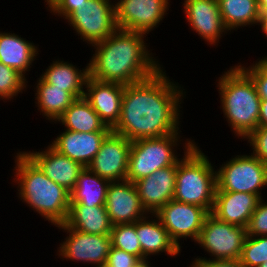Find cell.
<instances>
[{
	"mask_svg": "<svg viewBox=\"0 0 267 267\" xmlns=\"http://www.w3.org/2000/svg\"><path fill=\"white\" fill-rule=\"evenodd\" d=\"M166 74L161 68L143 81L125 85L120 119L112 131L131 142L181 131L179 123L183 112L180 108L186 90Z\"/></svg>",
	"mask_w": 267,
	"mask_h": 267,
	"instance_id": "obj_1",
	"label": "cell"
},
{
	"mask_svg": "<svg viewBox=\"0 0 267 267\" xmlns=\"http://www.w3.org/2000/svg\"><path fill=\"white\" fill-rule=\"evenodd\" d=\"M146 36L117 28L105 40L91 45L95 52L92 50L94 54L88 63L89 77L128 85L156 74L163 66L152 54L153 49H148Z\"/></svg>",
	"mask_w": 267,
	"mask_h": 267,
	"instance_id": "obj_2",
	"label": "cell"
},
{
	"mask_svg": "<svg viewBox=\"0 0 267 267\" xmlns=\"http://www.w3.org/2000/svg\"><path fill=\"white\" fill-rule=\"evenodd\" d=\"M13 157L12 182L17 186L18 198L51 225L64 224L70 208V192L48 178L23 151L18 149Z\"/></svg>",
	"mask_w": 267,
	"mask_h": 267,
	"instance_id": "obj_3",
	"label": "cell"
},
{
	"mask_svg": "<svg viewBox=\"0 0 267 267\" xmlns=\"http://www.w3.org/2000/svg\"><path fill=\"white\" fill-rule=\"evenodd\" d=\"M218 77L220 109L234 135L244 140L259 127L261 99L252 78L238 65Z\"/></svg>",
	"mask_w": 267,
	"mask_h": 267,
	"instance_id": "obj_4",
	"label": "cell"
},
{
	"mask_svg": "<svg viewBox=\"0 0 267 267\" xmlns=\"http://www.w3.org/2000/svg\"><path fill=\"white\" fill-rule=\"evenodd\" d=\"M183 154L177 162L173 199L201 206L211 213L217 189L214 164L196 143Z\"/></svg>",
	"mask_w": 267,
	"mask_h": 267,
	"instance_id": "obj_5",
	"label": "cell"
},
{
	"mask_svg": "<svg viewBox=\"0 0 267 267\" xmlns=\"http://www.w3.org/2000/svg\"><path fill=\"white\" fill-rule=\"evenodd\" d=\"M181 132L158 138H144L133 141L129 153L126 180L134 183L151 175L158 169L175 165L181 159L179 157H182L177 152L180 144L183 143L181 144L183 145V151L187 152L197 143L191 138L181 139Z\"/></svg>",
	"mask_w": 267,
	"mask_h": 267,
	"instance_id": "obj_6",
	"label": "cell"
},
{
	"mask_svg": "<svg viewBox=\"0 0 267 267\" xmlns=\"http://www.w3.org/2000/svg\"><path fill=\"white\" fill-rule=\"evenodd\" d=\"M216 191L245 192L262 196L267 187V164L250 154L235 155L216 169Z\"/></svg>",
	"mask_w": 267,
	"mask_h": 267,
	"instance_id": "obj_7",
	"label": "cell"
},
{
	"mask_svg": "<svg viewBox=\"0 0 267 267\" xmlns=\"http://www.w3.org/2000/svg\"><path fill=\"white\" fill-rule=\"evenodd\" d=\"M246 236V228L221 221L209 213L195 243L209 253L210 258L198 256L191 262L196 264L201 259L239 260Z\"/></svg>",
	"mask_w": 267,
	"mask_h": 267,
	"instance_id": "obj_8",
	"label": "cell"
},
{
	"mask_svg": "<svg viewBox=\"0 0 267 267\" xmlns=\"http://www.w3.org/2000/svg\"><path fill=\"white\" fill-rule=\"evenodd\" d=\"M66 20L74 33L91 46L105 40L117 29L115 3L110 0H88Z\"/></svg>",
	"mask_w": 267,
	"mask_h": 267,
	"instance_id": "obj_9",
	"label": "cell"
},
{
	"mask_svg": "<svg viewBox=\"0 0 267 267\" xmlns=\"http://www.w3.org/2000/svg\"><path fill=\"white\" fill-rule=\"evenodd\" d=\"M208 214L209 212L201 206L178 202L174 199L155 213L179 248L183 247L181 240L187 241L188 238L192 242L197 241Z\"/></svg>",
	"mask_w": 267,
	"mask_h": 267,
	"instance_id": "obj_10",
	"label": "cell"
},
{
	"mask_svg": "<svg viewBox=\"0 0 267 267\" xmlns=\"http://www.w3.org/2000/svg\"><path fill=\"white\" fill-rule=\"evenodd\" d=\"M57 229L66 232L65 239L59 244L57 255L63 260L99 265L107 261L112 246L110 235H94L67 228L63 224Z\"/></svg>",
	"mask_w": 267,
	"mask_h": 267,
	"instance_id": "obj_11",
	"label": "cell"
},
{
	"mask_svg": "<svg viewBox=\"0 0 267 267\" xmlns=\"http://www.w3.org/2000/svg\"><path fill=\"white\" fill-rule=\"evenodd\" d=\"M170 2V0H117L115 3L117 28L147 35L159 27L160 22L167 16Z\"/></svg>",
	"mask_w": 267,
	"mask_h": 267,
	"instance_id": "obj_12",
	"label": "cell"
},
{
	"mask_svg": "<svg viewBox=\"0 0 267 267\" xmlns=\"http://www.w3.org/2000/svg\"><path fill=\"white\" fill-rule=\"evenodd\" d=\"M131 143L125 136L111 130L88 168L110 182L126 180Z\"/></svg>",
	"mask_w": 267,
	"mask_h": 267,
	"instance_id": "obj_13",
	"label": "cell"
},
{
	"mask_svg": "<svg viewBox=\"0 0 267 267\" xmlns=\"http://www.w3.org/2000/svg\"><path fill=\"white\" fill-rule=\"evenodd\" d=\"M183 12L190 29L205 44L216 46L229 31L224 26L217 0H184Z\"/></svg>",
	"mask_w": 267,
	"mask_h": 267,
	"instance_id": "obj_14",
	"label": "cell"
},
{
	"mask_svg": "<svg viewBox=\"0 0 267 267\" xmlns=\"http://www.w3.org/2000/svg\"><path fill=\"white\" fill-rule=\"evenodd\" d=\"M105 208L113 226L134 223L148 214L141 205L135 184L127 180L110 182Z\"/></svg>",
	"mask_w": 267,
	"mask_h": 267,
	"instance_id": "obj_15",
	"label": "cell"
},
{
	"mask_svg": "<svg viewBox=\"0 0 267 267\" xmlns=\"http://www.w3.org/2000/svg\"><path fill=\"white\" fill-rule=\"evenodd\" d=\"M125 85L101 82L90 77L85 84L84 98L90 103L101 121L111 130L117 125Z\"/></svg>",
	"mask_w": 267,
	"mask_h": 267,
	"instance_id": "obj_16",
	"label": "cell"
},
{
	"mask_svg": "<svg viewBox=\"0 0 267 267\" xmlns=\"http://www.w3.org/2000/svg\"><path fill=\"white\" fill-rule=\"evenodd\" d=\"M177 163L156 170L149 176L134 182L142 207L147 213L155 214L167 202L173 199Z\"/></svg>",
	"mask_w": 267,
	"mask_h": 267,
	"instance_id": "obj_17",
	"label": "cell"
},
{
	"mask_svg": "<svg viewBox=\"0 0 267 267\" xmlns=\"http://www.w3.org/2000/svg\"><path fill=\"white\" fill-rule=\"evenodd\" d=\"M38 152L23 151L38 168L56 184L71 192L84 167L69 157L62 155L50 144Z\"/></svg>",
	"mask_w": 267,
	"mask_h": 267,
	"instance_id": "obj_18",
	"label": "cell"
},
{
	"mask_svg": "<svg viewBox=\"0 0 267 267\" xmlns=\"http://www.w3.org/2000/svg\"><path fill=\"white\" fill-rule=\"evenodd\" d=\"M109 132L80 133L64 129L49 144L62 155L88 167Z\"/></svg>",
	"mask_w": 267,
	"mask_h": 267,
	"instance_id": "obj_19",
	"label": "cell"
},
{
	"mask_svg": "<svg viewBox=\"0 0 267 267\" xmlns=\"http://www.w3.org/2000/svg\"><path fill=\"white\" fill-rule=\"evenodd\" d=\"M154 218V219H153ZM136 234L142 249V259L165 253L172 258L181 254V248L172 240L169 232L155 214L148 213L135 222Z\"/></svg>",
	"mask_w": 267,
	"mask_h": 267,
	"instance_id": "obj_20",
	"label": "cell"
},
{
	"mask_svg": "<svg viewBox=\"0 0 267 267\" xmlns=\"http://www.w3.org/2000/svg\"><path fill=\"white\" fill-rule=\"evenodd\" d=\"M260 199L252 193L216 191L211 213L221 221L247 228Z\"/></svg>",
	"mask_w": 267,
	"mask_h": 267,
	"instance_id": "obj_21",
	"label": "cell"
},
{
	"mask_svg": "<svg viewBox=\"0 0 267 267\" xmlns=\"http://www.w3.org/2000/svg\"><path fill=\"white\" fill-rule=\"evenodd\" d=\"M38 46L15 33L0 31V62L17 70L24 77L28 76L26 72L29 73L32 63L39 55Z\"/></svg>",
	"mask_w": 267,
	"mask_h": 267,
	"instance_id": "obj_22",
	"label": "cell"
},
{
	"mask_svg": "<svg viewBox=\"0 0 267 267\" xmlns=\"http://www.w3.org/2000/svg\"><path fill=\"white\" fill-rule=\"evenodd\" d=\"M54 60L40 76L54 87L68 91L75 99L84 97L85 84L89 77L88 64L85 68L79 69L72 62L64 61L63 58Z\"/></svg>",
	"mask_w": 267,
	"mask_h": 267,
	"instance_id": "obj_23",
	"label": "cell"
},
{
	"mask_svg": "<svg viewBox=\"0 0 267 267\" xmlns=\"http://www.w3.org/2000/svg\"><path fill=\"white\" fill-rule=\"evenodd\" d=\"M94 235H110L112 223L105 206L70 205L66 222L63 224Z\"/></svg>",
	"mask_w": 267,
	"mask_h": 267,
	"instance_id": "obj_24",
	"label": "cell"
},
{
	"mask_svg": "<svg viewBox=\"0 0 267 267\" xmlns=\"http://www.w3.org/2000/svg\"><path fill=\"white\" fill-rule=\"evenodd\" d=\"M66 130L80 133L110 132L90 103L84 98L76 99L55 122Z\"/></svg>",
	"mask_w": 267,
	"mask_h": 267,
	"instance_id": "obj_25",
	"label": "cell"
},
{
	"mask_svg": "<svg viewBox=\"0 0 267 267\" xmlns=\"http://www.w3.org/2000/svg\"><path fill=\"white\" fill-rule=\"evenodd\" d=\"M35 106L46 120L56 122L63 112L76 100L63 88L54 87L41 76L35 82Z\"/></svg>",
	"mask_w": 267,
	"mask_h": 267,
	"instance_id": "obj_26",
	"label": "cell"
},
{
	"mask_svg": "<svg viewBox=\"0 0 267 267\" xmlns=\"http://www.w3.org/2000/svg\"><path fill=\"white\" fill-rule=\"evenodd\" d=\"M109 184L110 181L84 167L70 192V205L105 206Z\"/></svg>",
	"mask_w": 267,
	"mask_h": 267,
	"instance_id": "obj_27",
	"label": "cell"
},
{
	"mask_svg": "<svg viewBox=\"0 0 267 267\" xmlns=\"http://www.w3.org/2000/svg\"><path fill=\"white\" fill-rule=\"evenodd\" d=\"M224 26L228 31L257 25L259 8L257 0H217Z\"/></svg>",
	"mask_w": 267,
	"mask_h": 267,
	"instance_id": "obj_28",
	"label": "cell"
},
{
	"mask_svg": "<svg viewBox=\"0 0 267 267\" xmlns=\"http://www.w3.org/2000/svg\"><path fill=\"white\" fill-rule=\"evenodd\" d=\"M111 244L113 247L126 251L142 259V249L138 240L135 222L131 224H117L111 230Z\"/></svg>",
	"mask_w": 267,
	"mask_h": 267,
	"instance_id": "obj_29",
	"label": "cell"
},
{
	"mask_svg": "<svg viewBox=\"0 0 267 267\" xmlns=\"http://www.w3.org/2000/svg\"><path fill=\"white\" fill-rule=\"evenodd\" d=\"M17 70L0 62V99L4 103L16 98L18 94L26 92L28 81ZM6 101V102H5Z\"/></svg>",
	"mask_w": 267,
	"mask_h": 267,
	"instance_id": "obj_30",
	"label": "cell"
},
{
	"mask_svg": "<svg viewBox=\"0 0 267 267\" xmlns=\"http://www.w3.org/2000/svg\"><path fill=\"white\" fill-rule=\"evenodd\" d=\"M240 262L244 267H258L267 261V235H247L242 248Z\"/></svg>",
	"mask_w": 267,
	"mask_h": 267,
	"instance_id": "obj_31",
	"label": "cell"
},
{
	"mask_svg": "<svg viewBox=\"0 0 267 267\" xmlns=\"http://www.w3.org/2000/svg\"><path fill=\"white\" fill-rule=\"evenodd\" d=\"M238 65L252 78L260 99H267V57L262 56L249 66L241 62Z\"/></svg>",
	"mask_w": 267,
	"mask_h": 267,
	"instance_id": "obj_32",
	"label": "cell"
},
{
	"mask_svg": "<svg viewBox=\"0 0 267 267\" xmlns=\"http://www.w3.org/2000/svg\"><path fill=\"white\" fill-rule=\"evenodd\" d=\"M249 236L267 235V200L261 198L246 228Z\"/></svg>",
	"mask_w": 267,
	"mask_h": 267,
	"instance_id": "obj_33",
	"label": "cell"
},
{
	"mask_svg": "<svg viewBox=\"0 0 267 267\" xmlns=\"http://www.w3.org/2000/svg\"><path fill=\"white\" fill-rule=\"evenodd\" d=\"M249 143L253 150L251 153L267 164V127H258L252 131L243 141Z\"/></svg>",
	"mask_w": 267,
	"mask_h": 267,
	"instance_id": "obj_34",
	"label": "cell"
},
{
	"mask_svg": "<svg viewBox=\"0 0 267 267\" xmlns=\"http://www.w3.org/2000/svg\"><path fill=\"white\" fill-rule=\"evenodd\" d=\"M86 1L88 0H55L47 10H49L53 16H58L66 21L77 7L81 6Z\"/></svg>",
	"mask_w": 267,
	"mask_h": 267,
	"instance_id": "obj_35",
	"label": "cell"
},
{
	"mask_svg": "<svg viewBox=\"0 0 267 267\" xmlns=\"http://www.w3.org/2000/svg\"><path fill=\"white\" fill-rule=\"evenodd\" d=\"M138 260L136 256L111 246L106 263L110 267H133Z\"/></svg>",
	"mask_w": 267,
	"mask_h": 267,
	"instance_id": "obj_36",
	"label": "cell"
},
{
	"mask_svg": "<svg viewBox=\"0 0 267 267\" xmlns=\"http://www.w3.org/2000/svg\"><path fill=\"white\" fill-rule=\"evenodd\" d=\"M196 264L199 267H244L240 260L201 259Z\"/></svg>",
	"mask_w": 267,
	"mask_h": 267,
	"instance_id": "obj_37",
	"label": "cell"
},
{
	"mask_svg": "<svg viewBox=\"0 0 267 267\" xmlns=\"http://www.w3.org/2000/svg\"><path fill=\"white\" fill-rule=\"evenodd\" d=\"M259 127H267V99L260 103Z\"/></svg>",
	"mask_w": 267,
	"mask_h": 267,
	"instance_id": "obj_38",
	"label": "cell"
},
{
	"mask_svg": "<svg viewBox=\"0 0 267 267\" xmlns=\"http://www.w3.org/2000/svg\"><path fill=\"white\" fill-rule=\"evenodd\" d=\"M257 25L260 26L263 36L267 37V11H260Z\"/></svg>",
	"mask_w": 267,
	"mask_h": 267,
	"instance_id": "obj_39",
	"label": "cell"
},
{
	"mask_svg": "<svg viewBox=\"0 0 267 267\" xmlns=\"http://www.w3.org/2000/svg\"><path fill=\"white\" fill-rule=\"evenodd\" d=\"M150 258L138 260L133 267H153Z\"/></svg>",
	"mask_w": 267,
	"mask_h": 267,
	"instance_id": "obj_40",
	"label": "cell"
},
{
	"mask_svg": "<svg viewBox=\"0 0 267 267\" xmlns=\"http://www.w3.org/2000/svg\"><path fill=\"white\" fill-rule=\"evenodd\" d=\"M259 11H267V0H257Z\"/></svg>",
	"mask_w": 267,
	"mask_h": 267,
	"instance_id": "obj_41",
	"label": "cell"
},
{
	"mask_svg": "<svg viewBox=\"0 0 267 267\" xmlns=\"http://www.w3.org/2000/svg\"><path fill=\"white\" fill-rule=\"evenodd\" d=\"M55 0H44V3L46 6V9H48V7L54 2Z\"/></svg>",
	"mask_w": 267,
	"mask_h": 267,
	"instance_id": "obj_42",
	"label": "cell"
},
{
	"mask_svg": "<svg viewBox=\"0 0 267 267\" xmlns=\"http://www.w3.org/2000/svg\"><path fill=\"white\" fill-rule=\"evenodd\" d=\"M93 267H110L107 263L94 265Z\"/></svg>",
	"mask_w": 267,
	"mask_h": 267,
	"instance_id": "obj_43",
	"label": "cell"
},
{
	"mask_svg": "<svg viewBox=\"0 0 267 267\" xmlns=\"http://www.w3.org/2000/svg\"><path fill=\"white\" fill-rule=\"evenodd\" d=\"M189 267H199L197 264L191 262Z\"/></svg>",
	"mask_w": 267,
	"mask_h": 267,
	"instance_id": "obj_44",
	"label": "cell"
},
{
	"mask_svg": "<svg viewBox=\"0 0 267 267\" xmlns=\"http://www.w3.org/2000/svg\"><path fill=\"white\" fill-rule=\"evenodd\" d=\"M258 267H267V261L266 262H264V263H262L260 266H258Z\"/></svg>",
	"mask_w": 267,
	"mask_h": 267,
	"instance_id": "obj_45",
	"label": "cell"
}]
</instances>
